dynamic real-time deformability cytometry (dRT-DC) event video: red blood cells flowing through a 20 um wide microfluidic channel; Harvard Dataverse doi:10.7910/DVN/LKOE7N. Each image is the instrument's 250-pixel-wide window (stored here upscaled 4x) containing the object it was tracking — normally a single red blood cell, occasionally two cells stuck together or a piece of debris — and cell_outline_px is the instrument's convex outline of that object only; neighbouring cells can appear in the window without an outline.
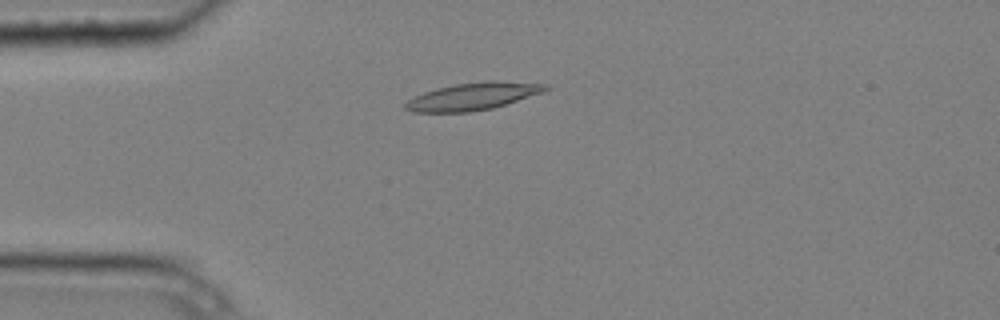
{"species": "common noctule bat (a hibernating species)", "species_latin": "Nyctalus noctula", "temperature_condition": "cold", "stored_images_in_passage": 5, "camera_frame_rate_fps": 3000, "um_per_image_px": 0.085, "animal": {"sex": "male", "body_mass_g": 20.4}, "frame": {"image": 1, "passage_image": 4, "time_ms": 1.0, "image_size_px": [1000, 320], "cell_outline_px": [[552, 88], [544, 92], [492, 108], [468, 112], [412, 112], [404, 108], [404, 104], [408, 100], [424, 92], [436, 88], [456, 84], [484, 80], [496, 80], [548, 84]], "centroid_in_image_um": [40.24, 8.17], "position_along_channel_um": 44.8, "area_um2": 22.43}}
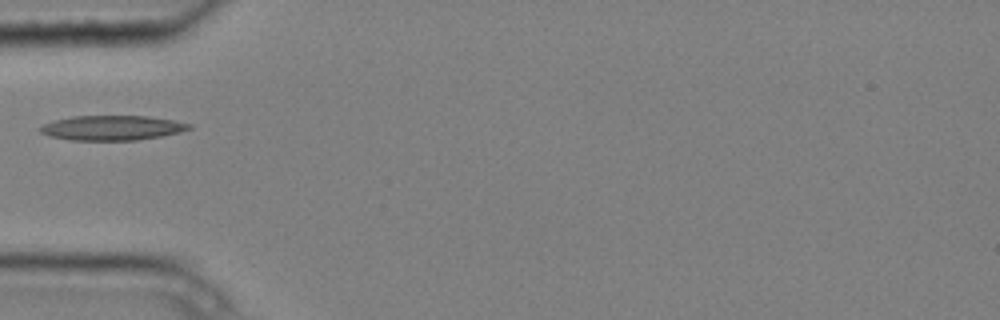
{"frame": {"image": 2, "passage_image": 5, "time_ms": 1.333, "image_size_px": [1000, 320], "cell_outline_px": [[192, 128], [180, 132], [160, 136], [136, 140], [72, 140], [48, 136], [40, 132], [36, 128], [52, 120], [72, 116], [148, 116], [172, 120], [192, 124]], "centroid_in_image_um": [9.48, 10.86], "position_along_channel_um": 75.5, "area_um2": 21.56}}